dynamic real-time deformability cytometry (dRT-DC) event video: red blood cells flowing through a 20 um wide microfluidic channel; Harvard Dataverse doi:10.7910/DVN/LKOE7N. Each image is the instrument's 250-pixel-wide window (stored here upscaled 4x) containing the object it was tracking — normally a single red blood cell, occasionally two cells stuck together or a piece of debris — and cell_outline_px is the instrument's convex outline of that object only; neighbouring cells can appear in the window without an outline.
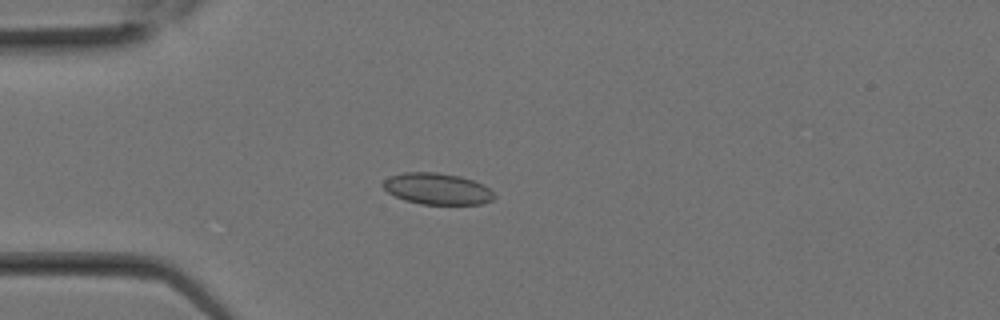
{"species": "Egyptian fruit bat (a non-hibernating species)", "species_latin": "Rousettus aegyptiacus", "temperature_condition": "room temperature", "stored_images_in_passage": 11, "camera_frame_rate_fps": 3000, "um_per_image_px": 0.085, "animal": {"sex": "female"}, "frame": {"image": 1, "passage_image": 7, "time_ms": 2.0, "image_size_px": [1000, 320], "cell_outline_px": [[496, 196], [492, 200], [480, 204], [420, 204], [404, 200], [388, 192], [380, 184], [388, 176], [404, 172], [436, 172], [460, 176], [472, 180], [488, 188]], "centroid_in_image_um": [37.11, 16.04], "position_along_channel_um": 47.9, "area_um2": 20.29}}
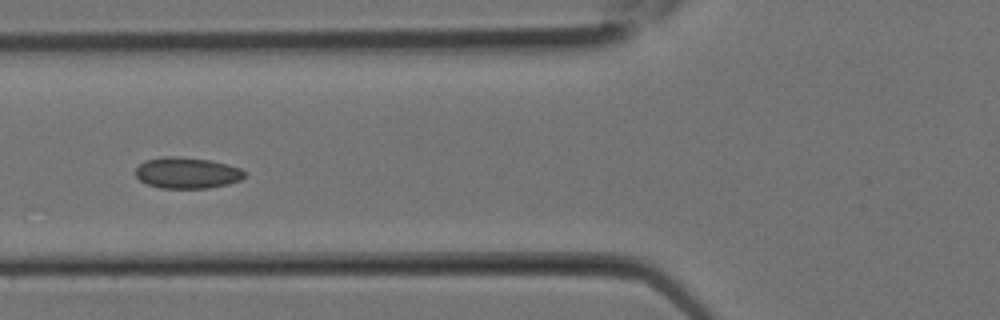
{"frame": {"image": 2, "passage_image": 10, "time_ms": 3.0, "image_size_px": [1000, 320], "cell_outline_px": [[248, 172], [240, 180], [228, 184], [208, 188], [160, 188], [148, 184], [140, 180], [136, 176], [136, 168], [144, 160], [164, 156], [180, 156], [212, 160], [228, 164], [240, 168]], "centroid_in_image_um": [15.92, 14.68], "position_along_channel_um": 109.9, "area_um2": 20.0}}